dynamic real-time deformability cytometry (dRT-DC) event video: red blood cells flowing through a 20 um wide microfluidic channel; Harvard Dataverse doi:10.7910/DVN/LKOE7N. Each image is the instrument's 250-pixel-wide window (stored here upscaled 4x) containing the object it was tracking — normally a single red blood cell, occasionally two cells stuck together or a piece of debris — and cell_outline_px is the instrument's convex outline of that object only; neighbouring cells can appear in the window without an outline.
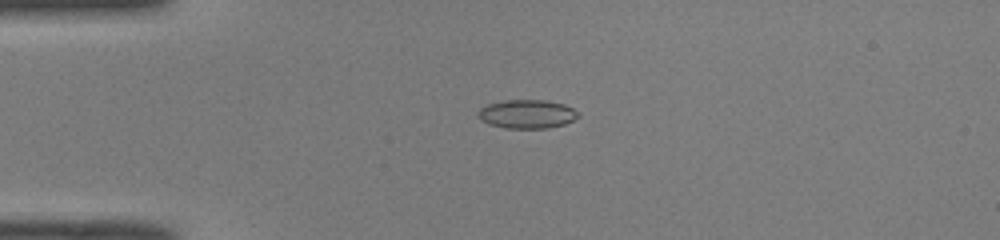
{"species": "common noctule bat (a hibernating species)", "species_latin": "Nyctalus noctula", "temperature_condition": "room temperature", "stored_images_in_passage": 45, "camera_frame_rate_fps": 3000, "um_per_image_px": 0.085, "animal": {"sex": "male", "body_mass_g": 19.0, "forearm_length_mm": 50.8}, "frame": {"image": 1, "passage_image": 8, "time_ms": 2.333, "image_size_px": [1000, 240], "cell_outline_px": [[580, 116], [564, 124], [548, 128], [504, 128], [488, 124], [480, 120], [476, 116], [476, 112], [480, 108], [488, 104], [504, 100], [544, 100], [564, 104], [580, 112]], "centroid_in_image_um": [44.76, 9.69], "position_along_channel_um": 40.2, "area_um2": 16.94}}
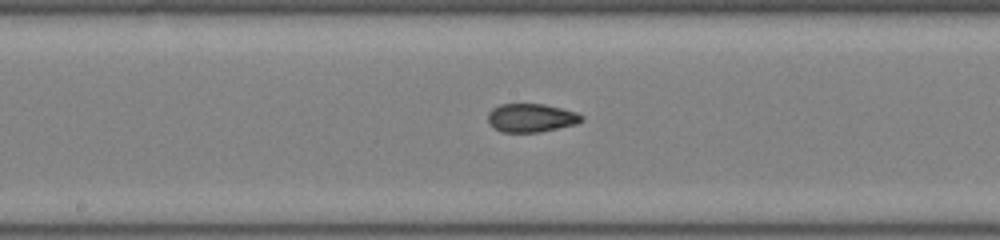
{"frame": {"image": 2, "passage_image": 22, "time_ms": 7.0, "image_size_px": [1000, 240], "cell_outline_px": [[584, 120], [576, 124], [540, 132], [500, 132], [492, 128], [488, 124], [488, 112], [492, 108], [500, 104], [544, 104], [576, 112], [584, 116]], "centroid_in_image_um": [45.12, 10.02], "position_along_channel_um": 203.1, "area_um2": 15.72}}
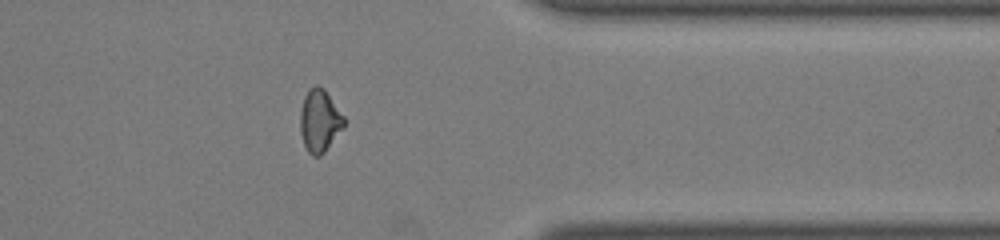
{"frame": {"image": 3, "passage_image": 36, "time_ms": 11.667, "image_size_px": [1000, 240], "cell_outline_px": [[344, 128], [324, 152], [320, 156], [312, 156], [308, 152], [304, 144], [300, 132], [300, 108], [304, 96], [308, 88], [316, 84], [324, 88], [344, 116]], "centroid_in_image_um": [27.15, 10.24], "position_along_channel_um": 384.2, "area_um2": 16.13}, "authors_computed_cell_mechanics": {"area_um2": 15.7216, "velocity_mm_per_s": 4.1122, "shape_relaxation_time_tau1_ms": null, "shape_relaxation_time_tau2_ms": 1.5356, "deformation_change_tau1": null, "deformation_change_tau2": 0.073}}